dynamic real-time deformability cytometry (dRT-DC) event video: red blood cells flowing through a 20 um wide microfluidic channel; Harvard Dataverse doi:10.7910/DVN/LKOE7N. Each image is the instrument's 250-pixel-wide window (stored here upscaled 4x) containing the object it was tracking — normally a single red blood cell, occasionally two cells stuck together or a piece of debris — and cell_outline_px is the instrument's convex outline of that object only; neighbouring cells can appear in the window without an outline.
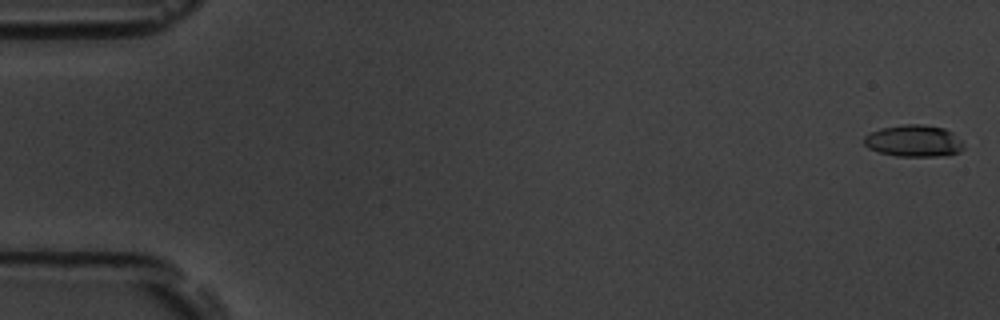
{"species": "common noctule bat (a hibernating species)", "species_latin": "Nyctalus noctula", "temperature_condition": "room temperature", "stored_images_in_passage": 57, "camera_frame_rate_fps": 3000, "um_per_image_px": 0.085, "animal": {"sex": "male", "body_mass_g": 19.5, "forearm_length_mm": 54.6}, "frame": {"image": 1, "passage_image": 1, "time_ms": 0.0, "image_size_px": [1000, 320], "cell_outline_px": [[964, 148], [960, 152], [936, 156], [896, 156], [880, 152], [868, 148], [864, 144], [864, 136], [880, 128], [904, 124], [924, 124], [944, 128], [952, 132], [964, 144]], "centroid_in_image_um": [77.67, 11.97], "position_along_channel_um": 7.3, "area_um2": 18.44}}
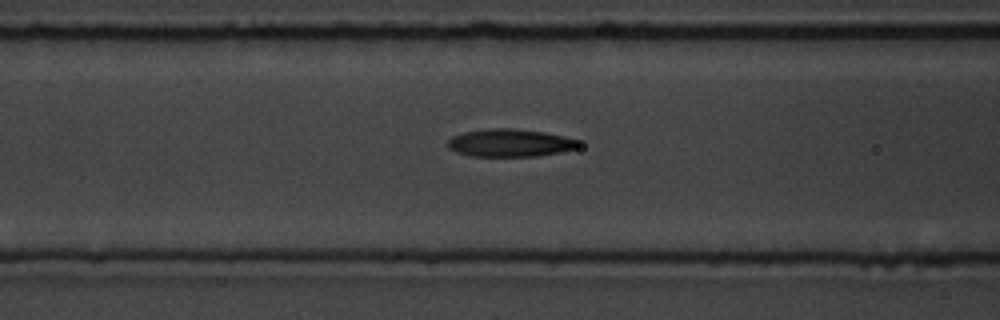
{"frame": {"image": 2, "passage_image": 23, "time_ms": 7.333, "image_size_px": [1000, 320], "cell_outline_px": [[580, 144], [576, 148], [560, 152], [536, 156], [472, 156], [456, 152], [448, 148], [448, 140], [452, 136], [464, 132], [496, 128], [512, 128], [544, 132], [564, 136], [580, 140]], "centroid_in_image_um": [43.36, 12.14], "position_along_channel_um": 123.2, "area_um2": 21.04}}
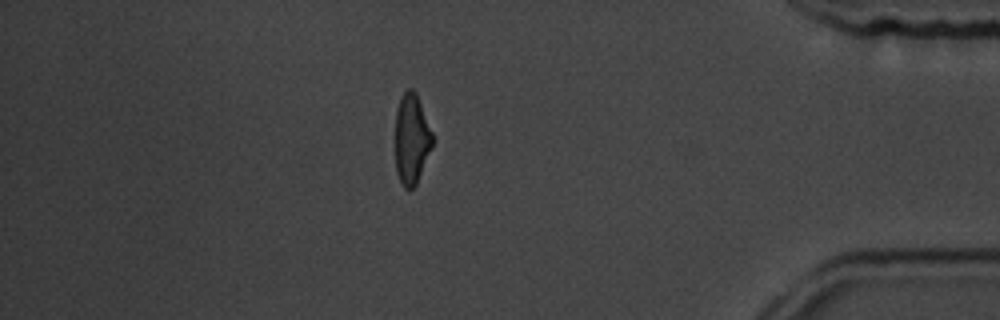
{"frame": {"image": 3, "passage_image": 49, "time_ms": 16.0, "image_size_px": [1000, 320], "cell_outline_px": [[432, 148], [416, 184], [408, 192], [400, 184], [396, 172], [396, 108], [400, 96], [408, 88], [412, 88], [416, 92], [432, 132]], "centroid_in_image_um": [34.97, 11.83], "position_along_channel_um": 400.2, "area_um2": 19.71}, "authors_computed_cell_mechanics": {"area_um2": 20.6924, "velocity_mm_per_s": 3.6415, "shape_relaxation_time_tau1_ms": 4.5646, "shape_relaxation_time_tau2_ms": 2.6947, "deformation_change_tau1": 0.1835, "deformation_change_tau2": 0.1174}}